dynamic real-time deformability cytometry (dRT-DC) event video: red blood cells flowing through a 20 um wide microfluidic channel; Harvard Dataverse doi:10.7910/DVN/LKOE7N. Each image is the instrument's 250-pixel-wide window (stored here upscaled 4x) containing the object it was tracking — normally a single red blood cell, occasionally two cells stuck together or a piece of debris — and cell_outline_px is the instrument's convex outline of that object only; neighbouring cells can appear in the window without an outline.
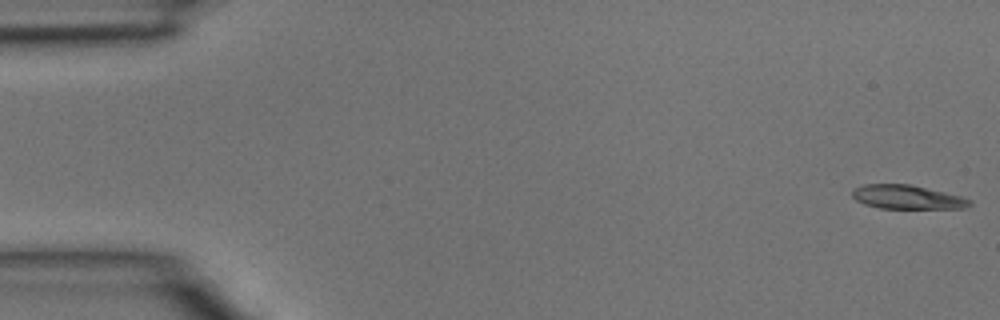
{"species": "common noctule bat (a hibernating species)", "species_latin": "Nyctalus noctula", "temperature_condition": "room temperature", "stored_images_in_passage": 4, "camera_frame_rate_fps": 3000, "um_per_image_px": 0.085, "animal": {"sex": "male", "body_mass_g": 15.6}, "frame": {"image": 1, "passage_image": 1, "time_ms": 0.0, "image_size_px": [1000, 320], "cell_outline_px": [[972, 204], [964, 208], [880, 208], [864, 204], [856, 200], [852, 196], [852, 188], [864, 184], [908, 184], [944, 192], [960, 196], [972, 200]], "centroid_in_image_um": [77.07, 16.75], "position_along_channel_um": 7.9, "area_um2": 16.24}}
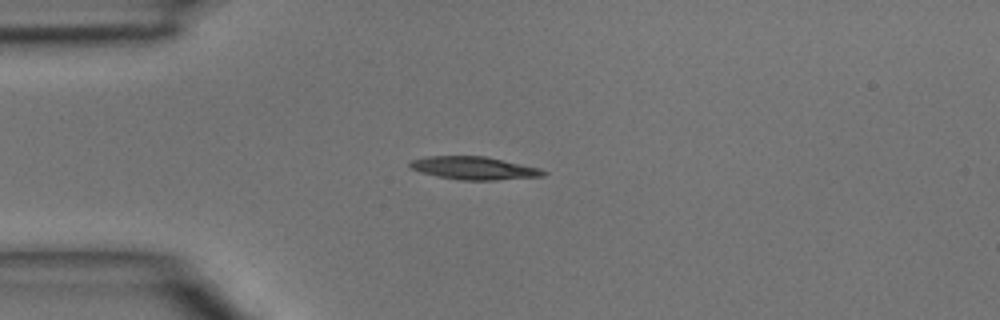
{"frame": {"image": 2, "passage_image": 4, "time_ms": 1.0, "image_size_px": [1000, 320], "cell_outline_px": [[548, 172], [544, 176], [496, 180], [460, 180], [420, 172], [408, 168], [408, 164], [412, 160], [424, 156], [484, 156], [540, 168]], "centroid_in_image_um": [40.27, 14.29], "position_along_channel_um": 44.7, "area_um2": 17.8}}